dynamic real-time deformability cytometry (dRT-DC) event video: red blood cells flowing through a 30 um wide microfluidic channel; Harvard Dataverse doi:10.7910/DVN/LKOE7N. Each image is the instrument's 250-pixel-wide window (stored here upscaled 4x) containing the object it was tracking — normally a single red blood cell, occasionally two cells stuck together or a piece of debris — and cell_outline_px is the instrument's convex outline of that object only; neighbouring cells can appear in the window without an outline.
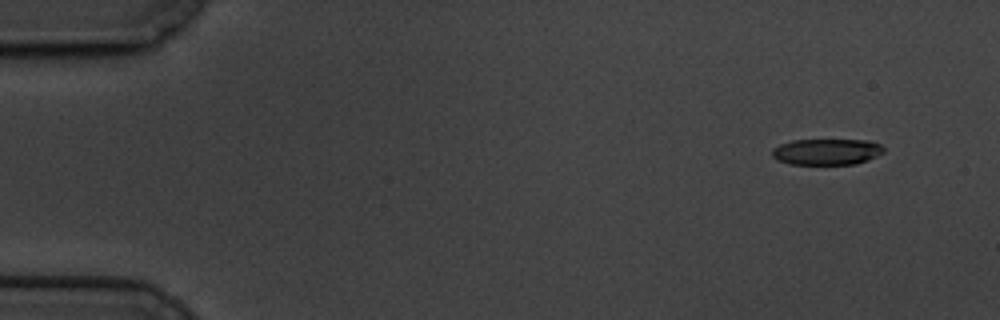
{"species": "common noctule bat (a hibernating species)", "species_latin": "Nyctalus noctula", "temperature_condition": "cold", "stored_images_in_passage": 56, "camera_frame_rate_fps": 3000, "um_per_image_px": 0.085, "animal": {"sex": "male", "body_mass_g": 19.5, "forearm_length_mm": 54.6}, "frame": {"image": 1, "passage_image": 1, "time_ms": 0.0, "image_size_px": [1000, 320], "cell_outline_px": [[884, 152], [868, 160], [856, 164], [792, 164], [776, 160], [772, 156], [772, 148], [780, 144], [792, 140], [868, 140], [880, 144], [884, 148]], "centroid_in_image_um": [70.26, 12.9], "position_along_channel_um": 14.7, "area_um2": 17.05}}
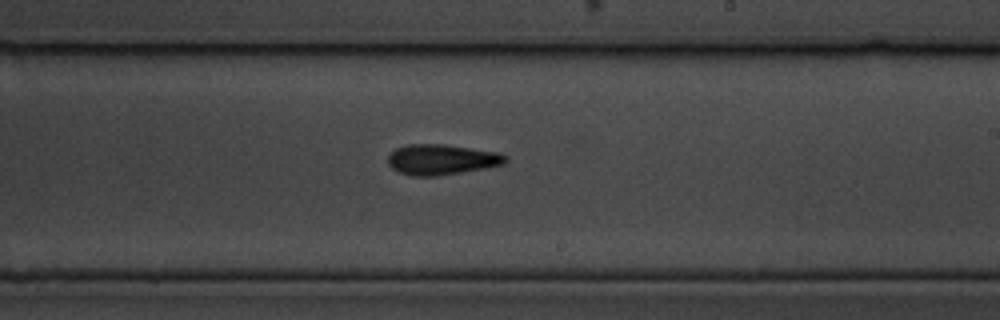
{"frame": {"image": 2, "passage_image": 32, "time_ms": 10.333, "image_size_px": [1000, 320], "cell_outline_px": [[508, 160], [504, 164], [484, 168], [436, 176], [412, 176], [400, 172], [392, 168], [388, 164], [388, 156], [396, 148], [408, 144], [444, 144], [500, 152], [508, 156]], "centroid_in_image_um": [37.56, 13.55], "position_along_channel_um": 251.4, "area_um2": 20.87}}
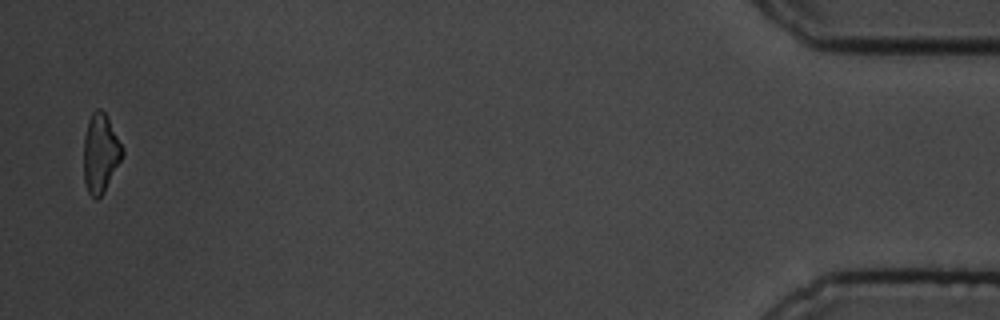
{"frame": {"image": 3, "passage_image": 55, "time_ms": 18.0, "image_size_px": [1000, 320], "cell_outline_px": [[124, 152], [104, 192], [96, 200], [88, 192], [84, 184], [84, 136], [88, 120], [92, 112], [96, 108], [100, 108], [108, 116], [124, 148]], "centroid_in_image_um": [8.53, 12.99], "position_along_channel_um": 426.7, "area_um2": 17.86}, "authors_computed_cell_mechanics": {"area_um2": 19.5942, "velocity_mm_per_s": 3.386, "shape_relaxation_time_tau1_ms": 2.8029, "shape_relaxation_time_tau2_ms": 5.7728, "deformation_change_tau1": 0.1212, "deformation_change_tau2": 0.1336}}